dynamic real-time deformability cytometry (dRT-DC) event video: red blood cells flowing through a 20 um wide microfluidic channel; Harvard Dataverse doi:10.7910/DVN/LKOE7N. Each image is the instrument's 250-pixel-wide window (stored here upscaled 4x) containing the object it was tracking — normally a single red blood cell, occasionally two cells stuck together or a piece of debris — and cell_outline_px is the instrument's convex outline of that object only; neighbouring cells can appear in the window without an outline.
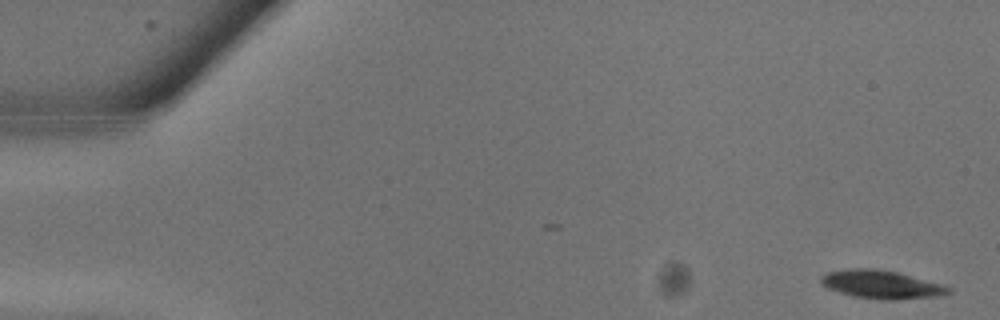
{"species": "common noctule bat (a hibernating species)", "species_latin": "Nyctalus noctula", "temperature_condition": "warm", "stored_images_in_passage": 16, "camera_frame_rate_fps": 3000, "um_per_image_px": 0.085, "animal": {"sex": "male", "body_mass_g": 13.3}, "frame": {"image": 1, "passage_image": 1, "time_ms": 0.0, "image_size_px": [1000, 320], "cell_outline_px": [[952, 292], [936, 296], [900, 300], [880, 300], [856, 296], [840, 292], [828, 288], [820, 284], [820, 276], [828, 272], [848, 268], [876, 268], [896, 272], [940, 284], [952, 288]], "centroid_in_image_um": [74.89, 24.18], "position_along_channel_um": 10.1, "area_um2": 20.92}}
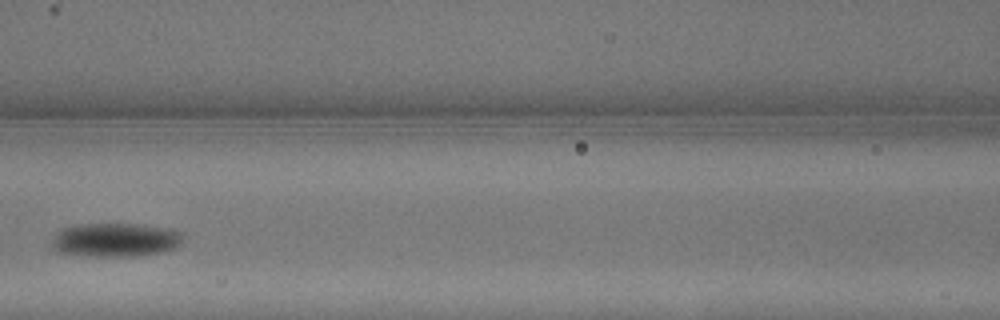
{"frame": {"image": 2, "passage_image": 12, "time_ms": 3.667, "image_size_px": [1000, 320], "cell_outline_px": [[184, 240], [176, 248], [160, 252], [136, 256], [88, 256], [56, 252], [52, 248], [52, 240], [64, 228], [80, 224], [136, 224], [168, 228], [184, 232]], "centroid_in_image_um": [9.87, 20.39], "position_along_channel_um": 156.7, "area_um2": 25.89}}
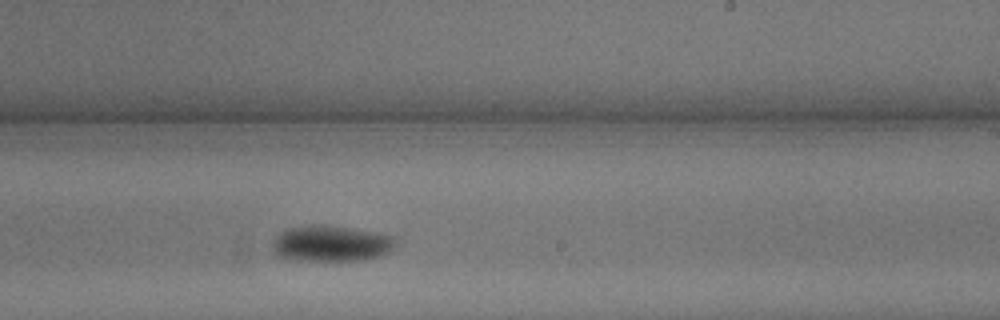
{"frame": {"image": 3, "passage_image": 16, "time_ms": 5.0, "image_size_px": [1000, 320], "cell_outline_px": [[396, 240], [392, 248], [384, 256], [364, 260], [296, 260], [276, 256], [272, 252], [272, 240], [284, 228], [308, 224], [324, 224], [396, 236]], "centroid_in_image_um": [28.08, 20.69], "position_along_channel_um": 260.9, "area_um2": 26.24}}